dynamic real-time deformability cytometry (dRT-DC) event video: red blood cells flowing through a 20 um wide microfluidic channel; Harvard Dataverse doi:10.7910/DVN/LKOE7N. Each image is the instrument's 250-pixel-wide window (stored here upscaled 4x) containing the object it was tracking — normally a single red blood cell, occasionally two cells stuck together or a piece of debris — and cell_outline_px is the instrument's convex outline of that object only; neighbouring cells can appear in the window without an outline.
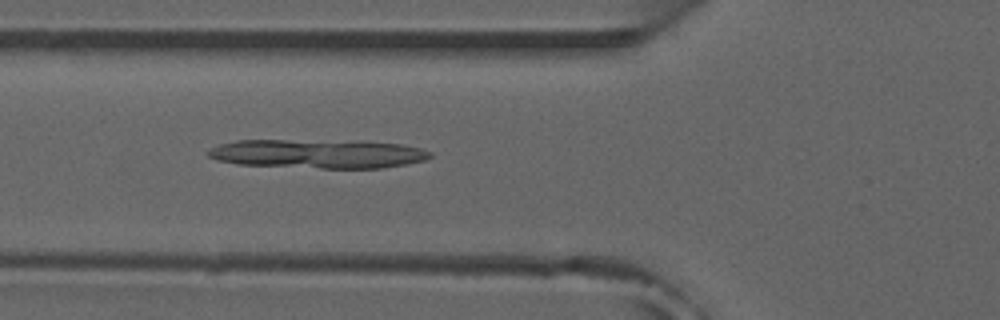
{"species": "common noctule bat (a hibernating species)", "species_latin": "Nyctalus noctula", "temperature_condition": "room temperature", "stored_images_in_passage": 31, "camera_frame_rate_fps": 3000, "um_per_image_px": 0.085, "animal": {"sex": "male", "forearm_length_mm": 52.5}, "frame": {"image": 1, "passage_image": 9, "time_ms": 2.667, "image_size_px": [1000, 320], "cell_outline_px": [[432, 156], [424, 160], [404, 164], [380, 168], [320, 168], [236, 164], [216, 160], [208, 156], [208, 152], [212, 148], [220, 144], [236, 140], [284, 140], [400, 144], [420, 148], [432, 152]], "centroid_in_image_um": [26.95, 13.09], "position_along_channel_um": 98.9, "area_um2": 36.59}}
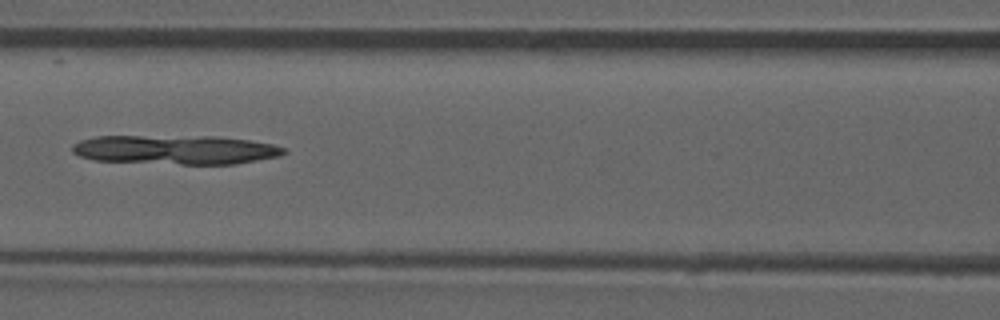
{"frame": {"image": 2, "passage_image": 13, "time_ms": 4.0, "image_size_px": [1000, 320], "cell_outline_px": [[288, 152], [280, 156], [236, 164], [180, 164], [96, 160], [80, 156], [72, 152], [72, 144], [80, 140], [96, 136], [216, 136], [248, 140], [272, 144], [284, 148]], "centroid_in_image_um": [14.93, 12.72], "position_along_channel_um": 151.7, "area_um2": 36.01}}